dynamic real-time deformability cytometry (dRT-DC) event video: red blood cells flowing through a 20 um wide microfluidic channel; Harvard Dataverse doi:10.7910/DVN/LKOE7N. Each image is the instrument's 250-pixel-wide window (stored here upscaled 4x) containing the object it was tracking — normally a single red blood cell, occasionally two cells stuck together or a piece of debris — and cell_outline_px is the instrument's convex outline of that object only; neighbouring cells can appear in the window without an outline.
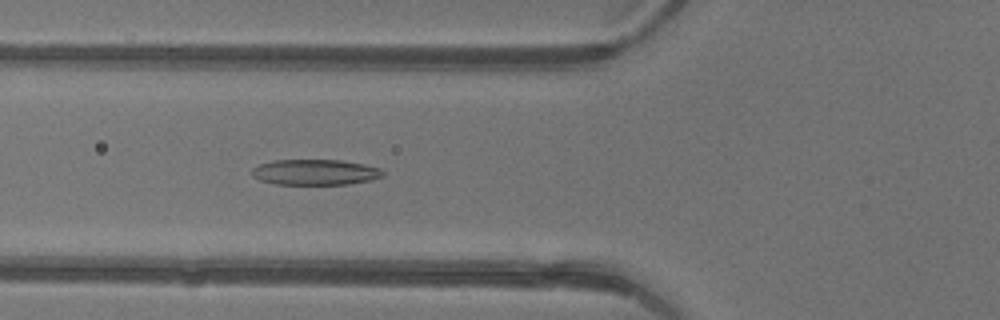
{"species": "common noctule bat (a hibernating species)", "species_latin": "Nyctalus noctula", "temperature_condition": "warm", "stored_images_in_passage": 47, "camera_frame_rate_fps": 3000, "um_per_image_px": 0.085, "animal": {"sex": "female"}, "frame": {"image": 1, "passage_image": 18, "time_ms": 5.667, "image_size_px": [1000, 320], "cell_outline_px": [[384, 176], [372, 180], [348, 184], [276, 184], [260, 180], [252, 176], [252, 168], [260, 164], [272, 160], [340, 160], [364, 164], [380, 168], [384, 172]], "centroid_in_image_um": [26.8, 14.63], "position_along_channel_um": 99.0, "area_um2": 19.59}}
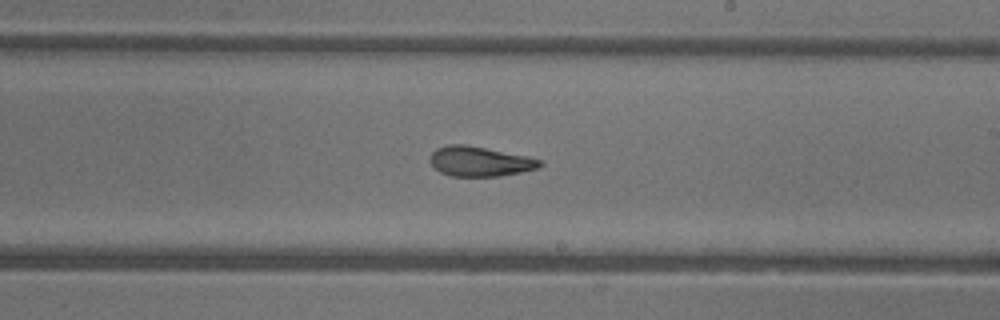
{"frame": {"image": 2, "passage_image": 28, "time_ms": 9.0, "image_size_px": [1000, 320], "cell_outline_px": [[544, 164], [540, 168], [500, 176], [452, 176], [440, 172], [428, 160], [432, 152], [436, 148], [448, 144], [468, 144], [528, 156], [544, 160]], "centroid_in_image_um": [40.82, 13.7], "position_along_channel_um": 248.2, "area_um2": 19.42}}
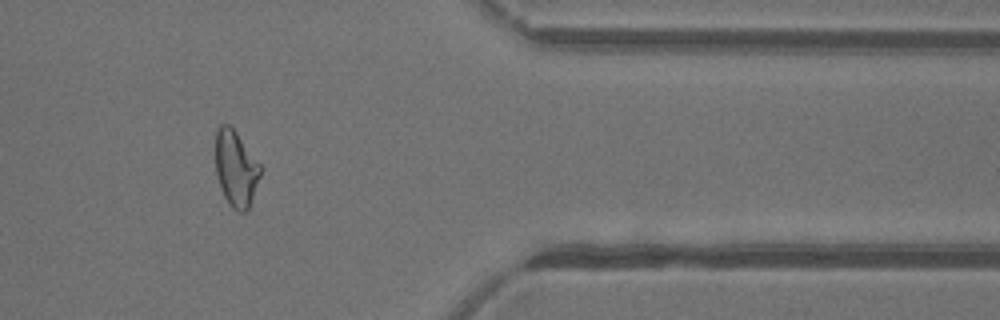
{"frame": {"image": 3, "passage_image": 39, "time_ms": 12.667, "image_size_px": [1000, 320], "cell_outline_px": [[260, 176], [248, 212], [236, 212], [228, 204], [220, 188], [216, 176], [216, 128], [220, 124], [228, 124], [236, 132], [260, 164]], "centroid_in_image_um": [20.03, 14.37], "position_along_channel_um": 391.4, "area_um2": 19.94}, "authors_computed_cell_mechanics": {"area_um2": 20.9236, "velocity_mm_per_s": 4.4534, "shape_relaxation_time_tau1_ms": 9.827, "shape_relaxation_time_tau2_ms": 1.9272, "deformation_change_tau1": 0.2751, "deformation_change_tau2": 0.1043}}